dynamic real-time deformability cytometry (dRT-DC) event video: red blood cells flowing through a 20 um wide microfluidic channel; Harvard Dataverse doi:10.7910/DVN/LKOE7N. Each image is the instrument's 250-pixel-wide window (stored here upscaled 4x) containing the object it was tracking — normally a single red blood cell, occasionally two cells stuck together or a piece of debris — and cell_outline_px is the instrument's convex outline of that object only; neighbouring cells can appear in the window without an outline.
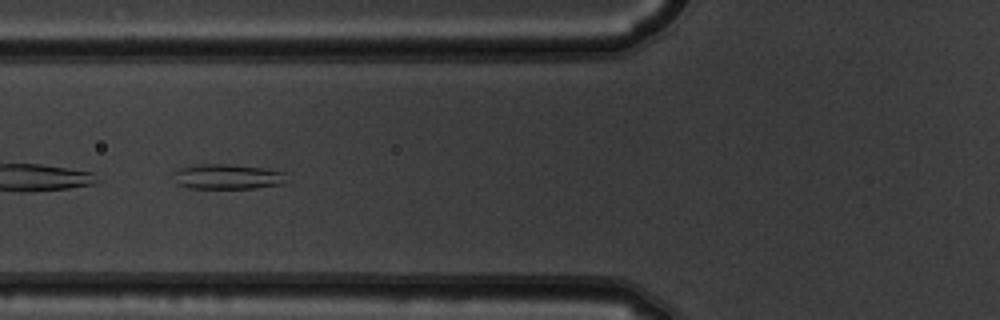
{"species": "common noctule bat (a hibernating species)", "species_latin": "Nyctalus noctula", "temperature_condition": "warm", "stored_images_in_passage": 10, "camera_frame_rate_fps": 3000, "um_per_image_px": 0.085, "animal": {"sex": "male", "body_mass_g": 19.5, "forearm_length_mm": 54.6}, "frame": {"image": 1, "passage_image": 6, "time_ms": 1.667, "image_size_px": [1000, 320], "cell_outline_px": [[284, 184], [252, 188], [188, 188], [176, 184], [172, 172], [180, 168], [200, 164], [228, 164], [264, 168], [284, 172]], "centroid_in_image_um": [19.28, 15.02], "position_along_channel_um": 106.5, "area_um2": 16.47}}
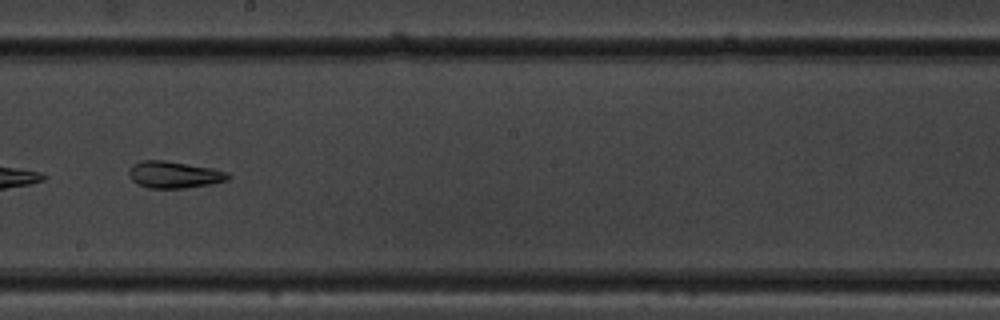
{"frame": {"image": 2, "passage_image": 9, "time_ms": 2.667, "image_size_px": [1000, 320], "cell_outline_px": [[232, 176], [228, 180], [212, 184], [184, 188], [148, 188], [136, 184], [128, 176], [128, 172], [132, 164], [140, 160], [164, 160], [212, 168], [228, 172]], "centroid_in_image_um": [14.79, 14.85], "position_along_channel_um": 233.4, "area_um2": 15.72}}
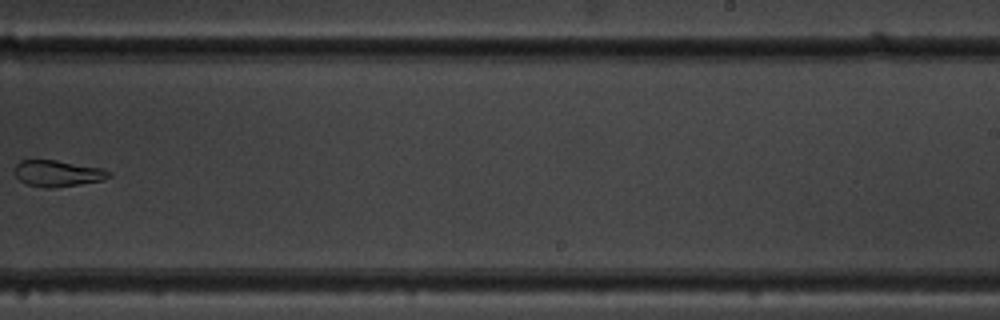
{"frame": {"image": 3, "passage_image": 10, "time_ms": 3.0, "image_size_px": [1000, 320], "cell_outline_px": [[112, 176], [104, 180], [80, 184], [52, 188], [44, 188], [28, 184], [20, 180], [16, 176], [16, 164], [20, 160], [56, 160], [104, 168], [112, 172]], "centroid_in_image_um": [4.97, 14.74], "position_along_channel_um": 284.0, "area_um2": 14.51}}